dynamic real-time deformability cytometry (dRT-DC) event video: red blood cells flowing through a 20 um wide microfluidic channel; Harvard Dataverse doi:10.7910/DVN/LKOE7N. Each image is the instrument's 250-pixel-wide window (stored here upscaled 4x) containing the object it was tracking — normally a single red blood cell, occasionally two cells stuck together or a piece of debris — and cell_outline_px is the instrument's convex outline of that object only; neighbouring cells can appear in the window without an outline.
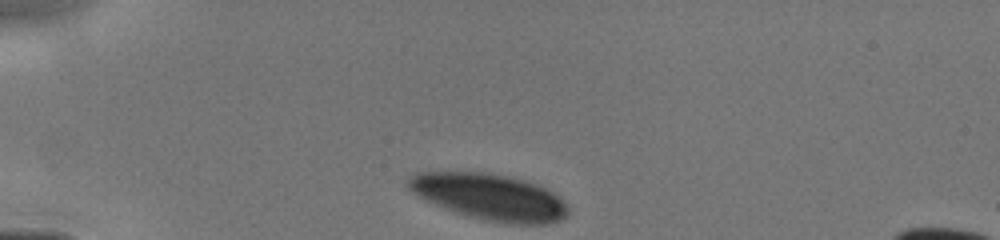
{"species": "human", "species_latin": "Homo sapiens", "temperature_condition": "cold", "stored_images_in_passage": 38, "camera_frame_rate_fps": 3000, "um_per_image_px": 0.085, "donor": {"sex": "male"}, "frame": {"image": 1, "passage_image": 1, "time_ms": 0.0, "image_size_px": [1000, 240], "cell_outline_px": [[568, 216], [560, 220], [548, 224], [504, 224], [484, 220], [456, 212], [416, 196], [408, 188], [404, 180], [408, 176], [416, 172], [480, 172], [508, 176], [524, 180], [536, 184], [560, 196], [564, 200], [568, 208]], "centroid_in_image_um": [41.61, 16.74], "position_along_channel_um": 43.4, "area_um2": 43.35}}
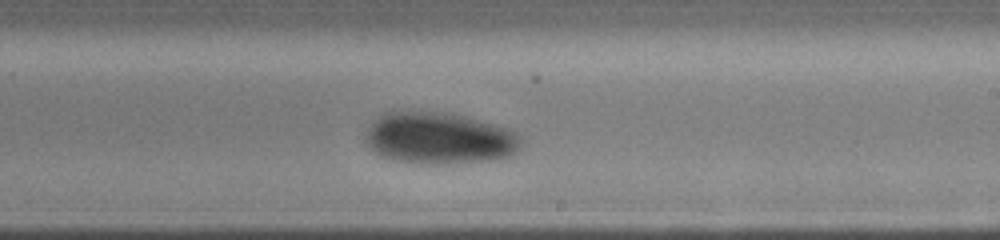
{"frame": {"image": 2, "passage_image": 23, "time_ms": 5.667, "image_size_px": [1000, 240], "cell_outline_px": [[524, 140], [520, 148], [512, 156], [492, 160], [436, 164], [420, 164], [392, 160], [380, 156], [372, 152], [368, 144], [368, 128], [384, 112], [392, 108], [452, 112], [496, 124], [508, 128], [516, 132]], "centroid_in_image_um": [37.35, 11.71], "position_along_channel_um": 251.6, "area_um2": 48.21}}
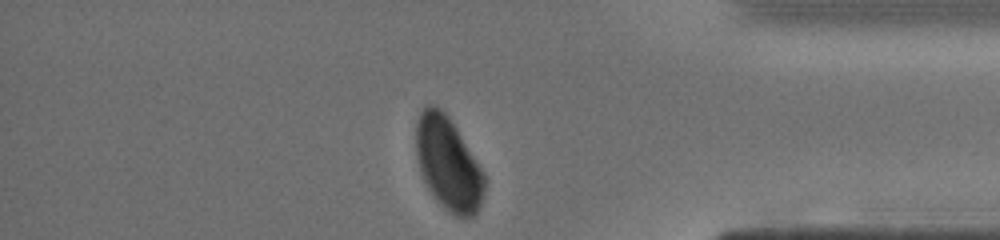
{"frame": {"image": 3, "passage_image": 38, "time_ms": 9.333, "image_size_px": [1000, 240], "cell_outline_px": [[484, 192], [480, 204], [476, 212], [472, 216], [456, 216], [448, 212], [436, 200], [428, 188], [424, 180], [416, 156], [416, 124], [420, 112], [428, 104], [432, 104], [440, 108], [448, 116], [456, 128], [484, 172]], "centroid_in_image_um": [38.08, 13.9], "position_along_channel_um": 397.1, "area_um2": 36.7}}